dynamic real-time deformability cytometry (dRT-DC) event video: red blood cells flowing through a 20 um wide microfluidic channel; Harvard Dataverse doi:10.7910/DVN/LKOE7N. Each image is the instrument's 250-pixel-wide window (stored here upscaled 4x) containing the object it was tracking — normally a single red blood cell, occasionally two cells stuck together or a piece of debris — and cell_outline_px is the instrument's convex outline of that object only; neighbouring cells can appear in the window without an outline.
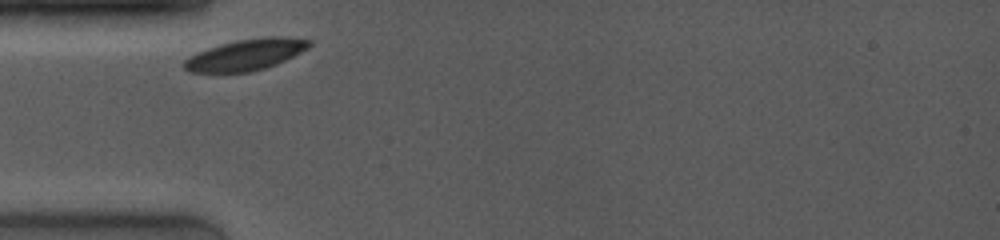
{"species": "common noctule bat (a hibernating species)", "species_latin": "Nyctalus noctula", "temperature_condition": "room temperature", "stored_images_in_passage": 43, "camera_frame_rate_fps": 4000, "um_per_image_px": 0.085, "animal": {"sex": "female", "body_mass_g": 19.0, "forearm_length_mm": 53.3}, "frame": {"image": 1, "passage_image": 1, "time_ms": 0.0, "image_size_px": [1000, 240], "cell_outline_px": [[312, 44], [308, 48], [276, 64], [252, 72], [188, 72], [184, 68], [184, 60], [188, 56], [196, 52], [220, 44], [236, 40], [268, 36], [280, 36], [312, 40]], "centroid_in_image_um": [20.87, 4.64], "position_along_channel_um": 64.1, "area_um2": 22.72}}
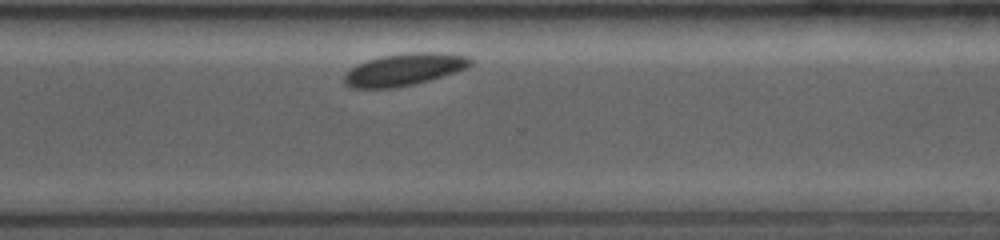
{"frame": {"image": 2, "passage_image": 33, "time_ms": 7.5, "image_size_px": [1000, 240], "cell_outline_px": [[472, 64], [468, 68], [456, 72], [428, 80], [412, 84], [392, 88], [352, 88], [344, 84], [344, 76], [356, 64], [380, 56], [412, 52], [448, 52], [468, 56], [472, 60]], "centroid_in_image_um": [34.39, 5.89], "position_along_channel_um": 336.2, "area_um2": 23.7}}
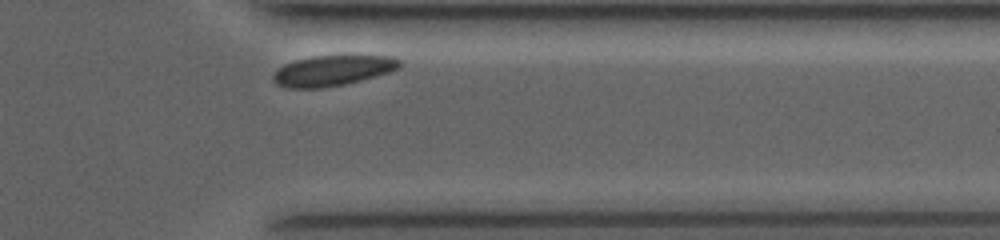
{"frame": {"image": 3, "passage_image": 40, "time_ms": 8.75, "image_size_px": [1000, 240], "cell_outline_px": [[404, 64], [400, 68], [388, 72], [360, 80], [344, 84], [320, 88], [284, 88], [276, 84], [272, 80], [272, 76], [284, 64], [296, 60], [312, 56], [348, 52], [392, 56], [400, 60]], "centroid_in_image_um": [28.34, 5.93], "position_along_channel_um": 383.1, "area_um2": 23.47}}